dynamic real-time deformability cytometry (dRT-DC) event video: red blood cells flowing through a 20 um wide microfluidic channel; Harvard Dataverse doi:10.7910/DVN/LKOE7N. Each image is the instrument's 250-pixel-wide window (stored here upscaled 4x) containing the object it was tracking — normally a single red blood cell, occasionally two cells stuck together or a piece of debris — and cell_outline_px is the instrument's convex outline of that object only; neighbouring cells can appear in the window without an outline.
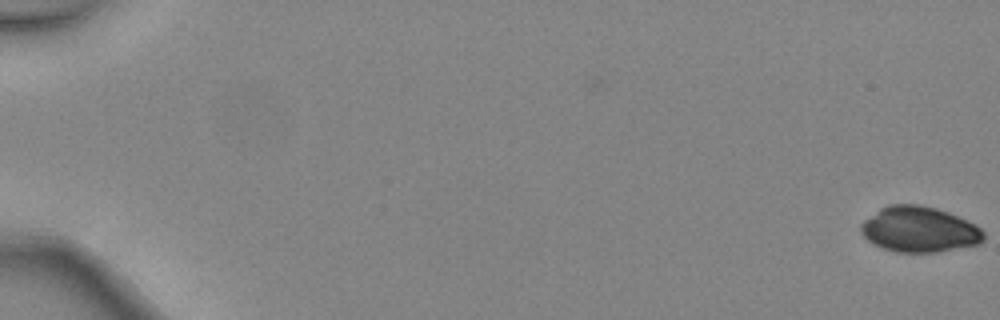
{"species": "common noctule bat (a hibernating species)", "species_latin": "Nyctalus noctula", "temperature_condition": "warm", "stored_images_in_passage": 5, "camera_frame_rate_fps": 3000, "um_per_image_px": 0.085, "animal": {"sex": "female", "body_mass_g": 24.6, "forearm_length_mm": 56.2}, "frame": {"image": 1, "passage_image": 1, "time_ms": 0.0, "image_size_px": [1000, 320], "cell_outline_px": [[984, 240], [980, 244], [936, 252], [896, 252], [884, 248], [868, 240], [860, 232], [860, 224], [864, 220], [880, 208], [888, 204], [920, 204], [936, 208], [948, 212], [976, 224], [984, 232]], "centroid_in_image_um": [78.15, 19.49], "position_along_channel_um": 6.9, "area_um2": 32.66}}